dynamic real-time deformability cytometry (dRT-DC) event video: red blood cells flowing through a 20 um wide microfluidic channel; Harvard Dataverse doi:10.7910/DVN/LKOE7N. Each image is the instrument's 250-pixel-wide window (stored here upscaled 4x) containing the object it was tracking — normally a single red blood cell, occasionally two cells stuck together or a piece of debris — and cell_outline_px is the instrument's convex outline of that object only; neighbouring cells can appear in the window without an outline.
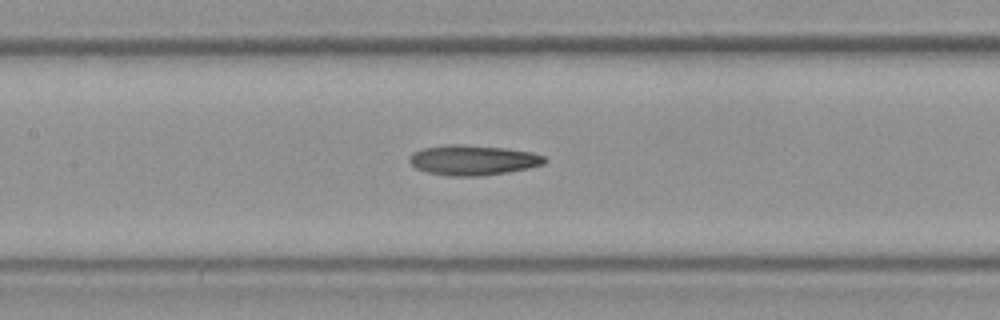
{"species": "Egyptian fruit bat (a non-hibernating species)", "species_latin": "Rousettus aegyptiacus", "temperature_condition": "room temperature", "stored_images_in_passage": 28, "camera_frame_rate_fps": 3000, "um_per_image_px": 0.085, "frame": {"image": 1, "passage_image": 16, "time_ms": 5.0, "image_size_px": [1000, 320], "cell_outline_px": [[548, 160], [544, 164], [528, 168], [508, 172], [480, 176], [448, 176], [428, 172], [416, 168], [408, 160], [408, 156], [412, 152], [424, 148], [448, 144], [464, 144], [504, 148], [532, 152], [544, 156]], "centroid_in_image_um": [40.2, 13.6], "position_along_channel_um": 167.2, "area_um2": 23.81}}
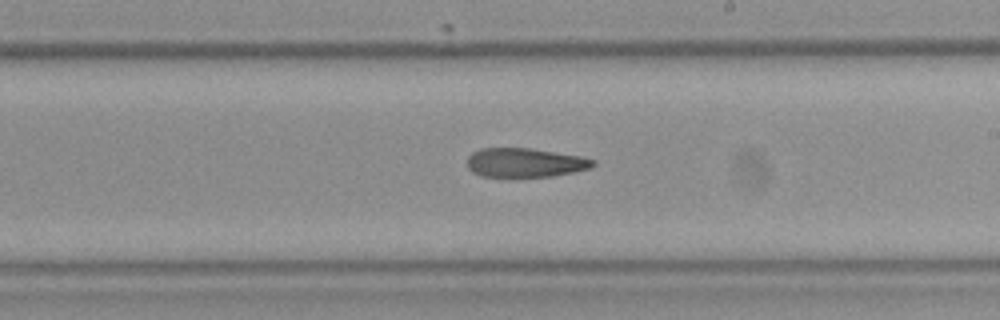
{"frame": {"image": 2, "passage_image": 20, "time_ms": 6.333, "image_size_px": [1000, 320], "cell_outline_px": [[596, 164], [592, 168], [552, 176], [480, 176], [472, 172], [468, 168], [468, 156], [472, 152], [480, 148], [532, 148], [580, 156], [596, 160]], "centroid_in_image_um": [44.63, 13.81], "position_along_channel_um": 244.4, "area_um2": 21.33}}